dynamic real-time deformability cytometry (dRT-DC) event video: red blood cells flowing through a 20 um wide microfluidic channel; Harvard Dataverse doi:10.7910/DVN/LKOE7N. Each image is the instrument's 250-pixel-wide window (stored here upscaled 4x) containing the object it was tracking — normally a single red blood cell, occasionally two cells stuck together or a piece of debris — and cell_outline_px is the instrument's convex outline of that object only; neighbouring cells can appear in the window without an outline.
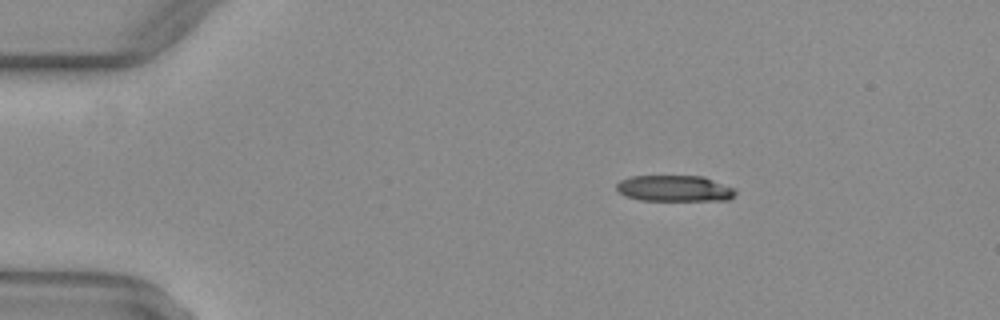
{"species": "common noctule bat (a hibernating species)", "species_latin": "Nyctalus noctula", "temperature_condition": "warm", "stored_images_in_passage": 43, "camera_frame_rate_fps": 3000, "um_per_image_px": 0.085, "animal": {"sex": "female", "body_mass_g": 29.2, "forearm_length_mm": 56.3}, "frame": {"image": 1, "passage_image": 1, "time_ms": 0.0, "image_size_px": [1000, 320], "cell_outline_px": [[736, 192], [728, 200], [640, 200], [624, 196], [616, 188], [616, 184], [620, 180], [632, 176], [704, 176], [736, 188]], "centroid_in_image_um": [57.34, 16.01], "position_along_channel_um": 27.7, "area_um2": 18.15}}
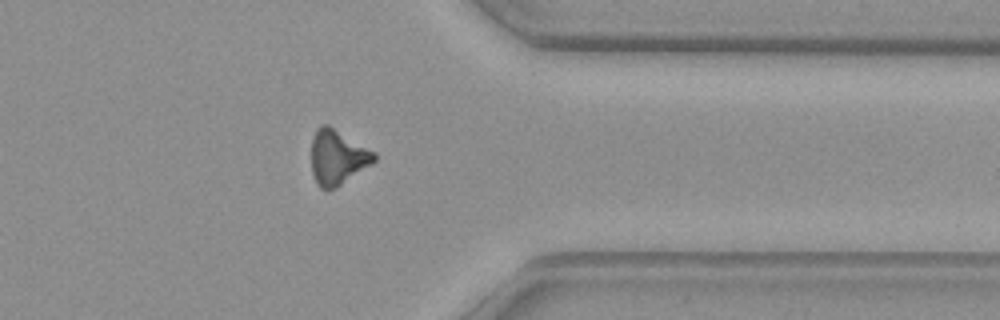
{"frame": {"image": 2, "passage_image": 33, "time_ms": 10.667, "image_size_px": [1000, 320], "cell_outline_px": [[376, 160], [372, 164], [336, 188], [320, 188], [316, 184], [312, 172], [312, 140], [316, 128], [320, 124], [328, 124], [376, 152]], "centroid_in_image_um": [28.69, 13.35], "position_along_channel_um": 382.7, "area_um2": 20.17}}
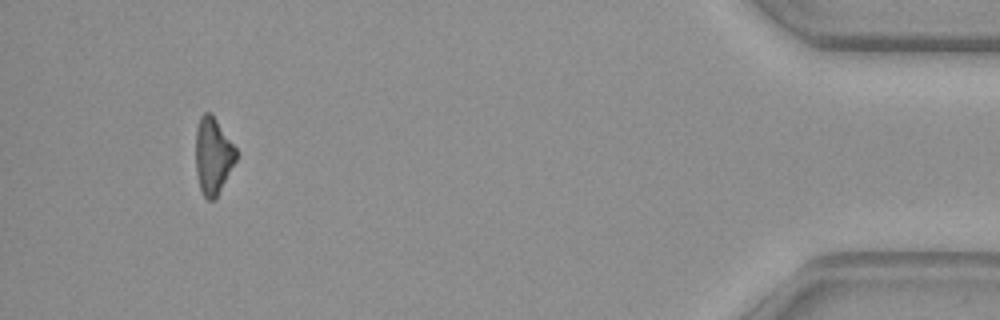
{"frame": {"image": 3, "passage_image": 40, "time_ms": 13.0, "image_size_px": [1000, 320], "cell_outline_px": [[236, 160], [216, 196], [212, 200], [208, 200], [204, 196], [200, 188], [196, 172], [196, 128], [200, 116], [204, 112], [208, 112], [216, 120], [236, 148]], "centroid_in_image_um": [18.08, 13.22], "position_along_channel_um": 417.1, "area_um2": 17.57}}